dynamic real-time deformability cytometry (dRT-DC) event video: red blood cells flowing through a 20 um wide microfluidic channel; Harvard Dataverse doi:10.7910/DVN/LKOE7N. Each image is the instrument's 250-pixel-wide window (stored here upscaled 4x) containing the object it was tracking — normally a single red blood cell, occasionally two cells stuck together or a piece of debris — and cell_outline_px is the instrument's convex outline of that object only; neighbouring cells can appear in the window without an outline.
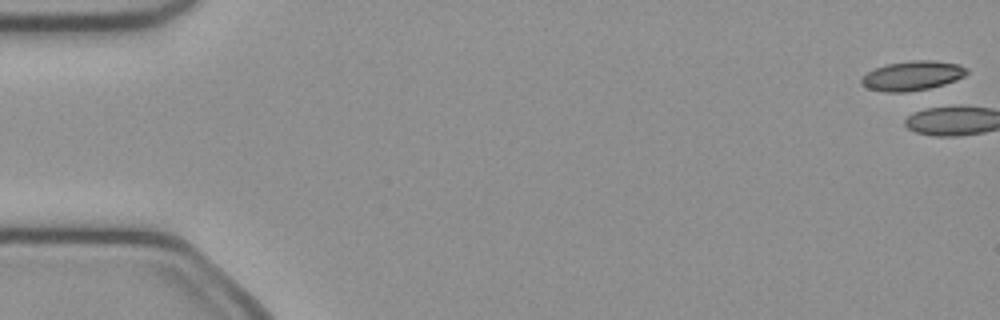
{"species": "common noctule bat (a hibernating species)", "species_latin": "Nyctalus noctula", "temperature_condition": "cold", "stored_images_in_passage": 52, "camera_frame_rate_fps": 3000, "um_per_image_px": 0.085, "animal": {"sex": "female", "body_mass_g": 21.9}, "frame": {"image": 1, "passage_image": 1, "time_ms": 0.0, "image_size_px": [1000, 320], "cell_outline_px": [[968, 72], [964, 76], [956, 80], [944, 84], [928, 88], [908, 92], [884, 92], [868, 88], [860, 84], [860, 80], [868, 72], [876, 68], [888, 64], [912, 60], [936, 60], [960, 64], [968, 68]], "centroid_in_image_um": [77.58, 6.43], "position_along_channel_um": 7.4, "area_um2": 18.15}}
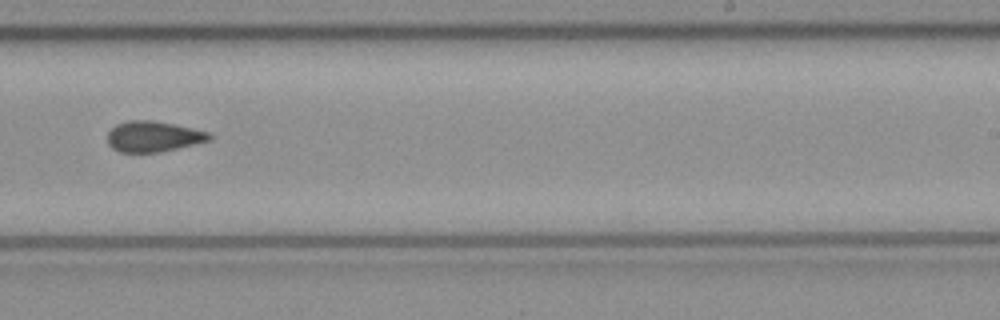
{"frame": {"image": 2, "passage_image": 33, "time_ms": 10.667, "image_size_px": [1000, 320], "cell_outline_px": [[212, 140], [196, 144], [160, 152], [120, 152], [112, 148], [108, 144], [108, 132], [116, 124], [128, 120], [152, 120], [192, 128], [208, 132], [212, 136]], "centroid_in_image_um": [13.03, 11.6], "position_along_channel_um": 276.0, "area_um2": 18.21}}
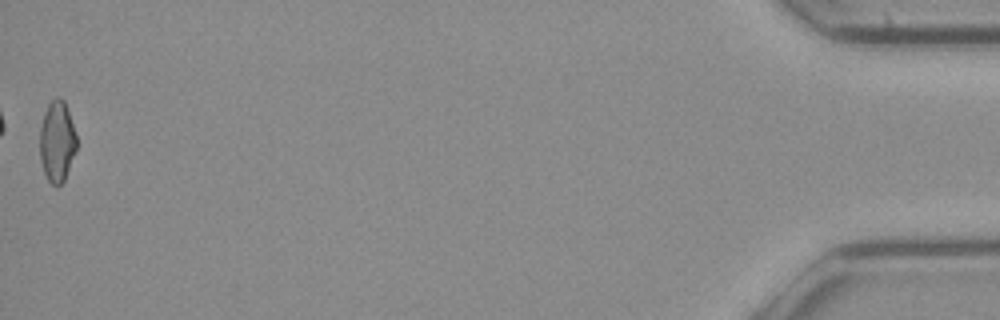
{"frame": {"image": 3, "passage_image": 52, "time_ms": 17.0, "image_size_px": [1000, 320], "cell_outline_px": [[76, 148], [64, 180], [56, 188], [48, 180], [44, 172], [40, 160], [40, 128], [44, 112], [48, 104], [56, 96], [60, 96], [64, 100], [76, 136]], "centroid_in_image_um": [4.82, 12.01], "position_along_channel_um": 430.4, "area_um2": 17.17}, "authors_computed_cell_mechanics": {"area_um2": 18.496, "velocity_mm_per_s": 4.0529, "shape_relaxation_time_tau1_ms": null, "shape_relaxation_time_tau2_ms": 3.4207, "deformation_change_tau1": null, "deformation_change_tau2": 0.1108}}